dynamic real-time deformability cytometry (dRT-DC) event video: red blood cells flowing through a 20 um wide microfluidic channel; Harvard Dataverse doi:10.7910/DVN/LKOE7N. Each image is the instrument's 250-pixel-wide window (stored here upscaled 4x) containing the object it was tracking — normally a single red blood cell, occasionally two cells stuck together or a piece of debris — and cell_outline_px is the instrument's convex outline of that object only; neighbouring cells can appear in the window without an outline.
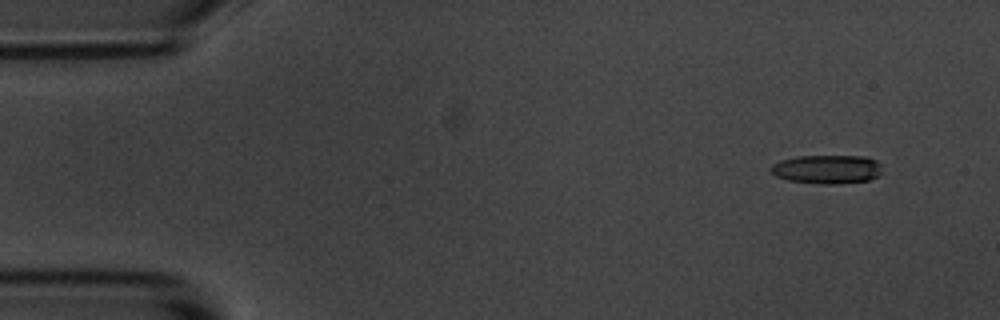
{"species": "common noctule bat (a hibernating species)", "species_latin": "Nyctalus noctula", "temperature_condition": "room temperature", "stored_images_in_passage": 5, "camera_frame_rate_fps": 3000, "um_per_image_px": 0.085, "animal": {"sex": "male", "body_mass_g": 20.1, "forearm_length_mm": 53.5}, "frame": {"image": 1, "passage_image": 2, "time_ms": 1.0, "image_size_px": [1000, 320], "cell_outline_px": [[880, 176], [868, 180], [836, 184], [820, 184], [788, 180], [776, 176], [768, 168], [772, 164], [780, 160], [796, 156], [864, 156], [876, 160], [880, 164]], "centroid_in_image_um": [70.28, 14.38], "position_along_channel_um": 14.7, "area_um2": 18.79}}